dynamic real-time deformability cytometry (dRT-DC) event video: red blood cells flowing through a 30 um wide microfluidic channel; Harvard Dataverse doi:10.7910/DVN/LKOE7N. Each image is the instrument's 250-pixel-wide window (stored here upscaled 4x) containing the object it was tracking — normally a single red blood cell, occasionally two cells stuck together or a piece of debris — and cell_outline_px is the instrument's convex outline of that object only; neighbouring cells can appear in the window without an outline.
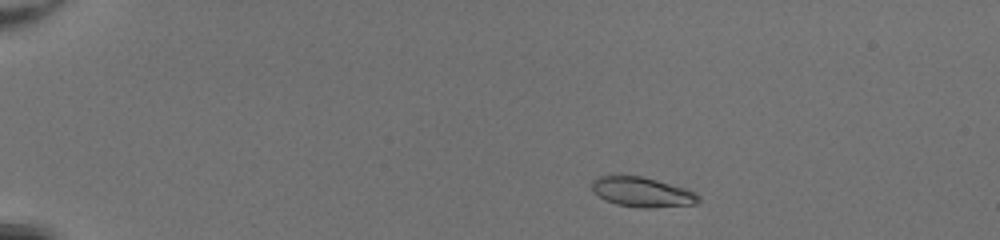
{"species": "common noctule bat (a hibernating species)", "species_latin": "Nyctalus noctula", "temperature_condition": "room temperature", "stored_images_in_passage": 46, "camera_frame_rate_fps": 3000, "um_per_image_px": 0.085, "animal": {"sex": "female", "body_mass_g": 20.0, "forearm_length_mm": 54.0}, "frame": {"image": 1, "passage_image": 5, "time_ms": 1.333, "image_size_px": [1000, 240], "cell_outline_px": [[700, 200], [696, 204], [656, 208], [640, 208], [616, 204], [604, 200], [592, 192], [592, 180], [596, 176], [644, 176], [684, 188], [696, 192], [700, 196]], "centroid_in_image_um": [54.58, 16.34], "position_along_channel_um": 30.4, "area_um2": 18.79}}
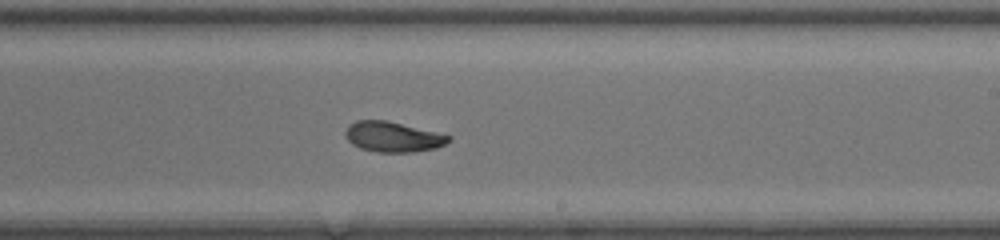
{"frame": {"image": 2, "passage_image": 28, "time_ms": 9.0, "image_size_px": [1000, 240], "cell_outline_px": [[452, 136], [444, 144], [436, 148], [412, 152], [376, 152], [360, 148], [352, 144], [344, 136], [344, 132], [348, 124], [356, 120], [388, 120]], "centroid_in_image_um": [33.34, 11.62], "position_along_channel_um": 255.7, "area_um2": 18.26}}
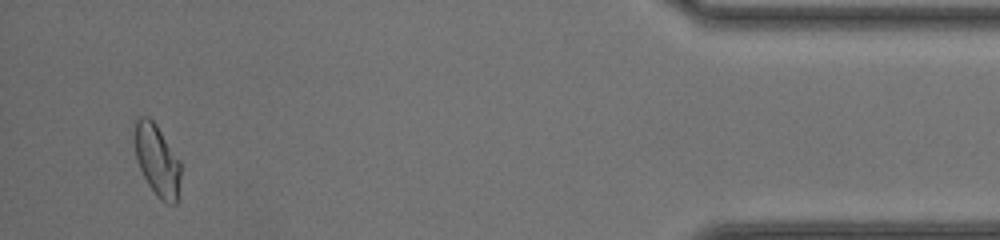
{"frame": {"image": 3, "passage_image": 44, "time_ms": 14.333, "image_size_px": [1000, 240], "cell_outline_px": [[180, 176], [176, 204], [172, 204], [160, 200], [156, 196], [148, 184], [136, 160], [136, 120], [140, 116], [148, 116], [156, 124], [180, 160]], "centroid_in_image_um": [13.37, 13.64], "position_along_channel_um": 421.8, "area_um2": 18.84}, "authors_computed_cell_mechanics": {"area_um2": 18.785, "velocity_mm_per_s": 4.2254, "shape_relaxation_time_tau1_ms": 4.979, "shape_relaxation_time_tau2_ms": 2.8173, "deformation_change_tau1": 0.1594, "deformation_change_tau2": 0.0728}}